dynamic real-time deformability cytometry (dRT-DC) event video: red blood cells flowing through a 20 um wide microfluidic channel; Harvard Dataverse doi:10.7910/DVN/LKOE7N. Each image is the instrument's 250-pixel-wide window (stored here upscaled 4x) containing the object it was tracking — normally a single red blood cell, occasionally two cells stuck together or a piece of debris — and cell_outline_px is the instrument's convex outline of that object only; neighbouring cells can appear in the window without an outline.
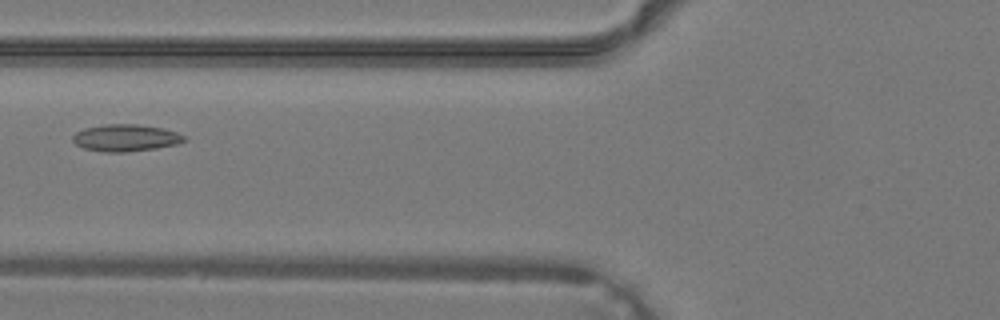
{"species": "common noctule bat (a hibernating species)", "species_latin": "Nyctalus noctula", "temperature_condition": "warm", "stored_images_in_passage": 34, "camera_frame_rate_fps": 3000, "um_per_image_px": 0.085, "animal": {"sex": "male", "body_mass_g": 19.2, "forearm_length_mm": 51.8}, "frame": {"image": 1, "passage_image": 11, "time_ms": 3.333, "image_size_px": [1000, 320], "cell_outline_px": [[188, 140], [180, 144], [156, 148], [124, 152], [104, 152], [84, 148], [76, 144], [72, 140], [72, 136], [76, 132], [84, 128], [104, 124], [136, 124], [164, 128], [176, 132], [184, 136]], "centroid_in_image_um": [10.7, 11.71], "position_along_channel_um": 115.1, "area_um2": 17.63}}
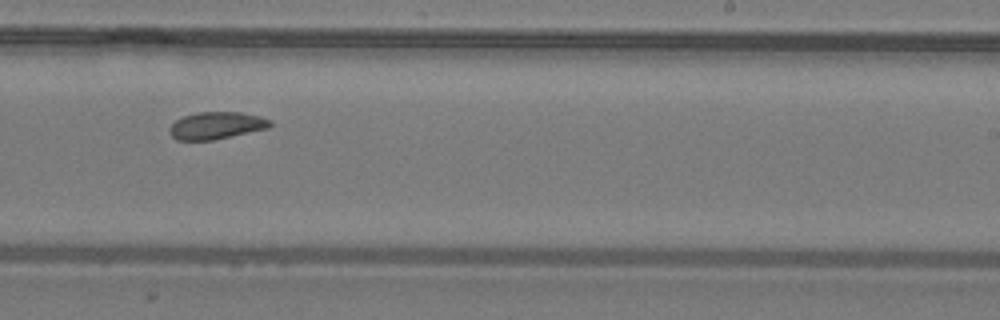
{"frame": {"image": 2, "passage_image": 20, "time_ms": 6.333, "image_size_px": [1000, 320], "cell_outline_px": [[272, 124], [268, 128], [212, 140], [176, 140], [168, 132], [168, 128], [176, 120], [184, 116], [196, 112], [240, 112], [260, 116], [272, 120]], "centroid_in_image_um": [18.38, 10.66], "position_along_channel_um": 270.6, "area_um2": 15.95}}
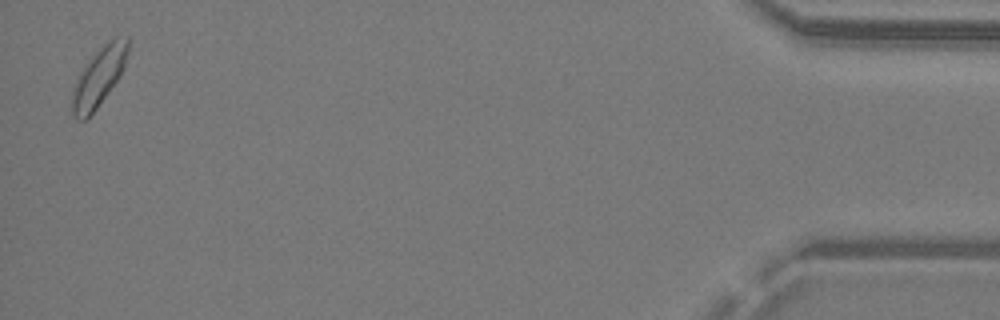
{"frame": {"image": 3, "passage_image": 34, "time_ms": 11.0, "image_size_px": [1000, 320], "cell_outline_px": [[128, 52], [124, 68], [120, 76], [96, 108], [84, 120], [76, 120], [72, 116], [72, 88], [84, 64], [112, 36], [128, 36]], "centroid_in_image_um": [8.4, 6.5], "position_along_channel_um": 426.8, "area_um2": 19.13}}